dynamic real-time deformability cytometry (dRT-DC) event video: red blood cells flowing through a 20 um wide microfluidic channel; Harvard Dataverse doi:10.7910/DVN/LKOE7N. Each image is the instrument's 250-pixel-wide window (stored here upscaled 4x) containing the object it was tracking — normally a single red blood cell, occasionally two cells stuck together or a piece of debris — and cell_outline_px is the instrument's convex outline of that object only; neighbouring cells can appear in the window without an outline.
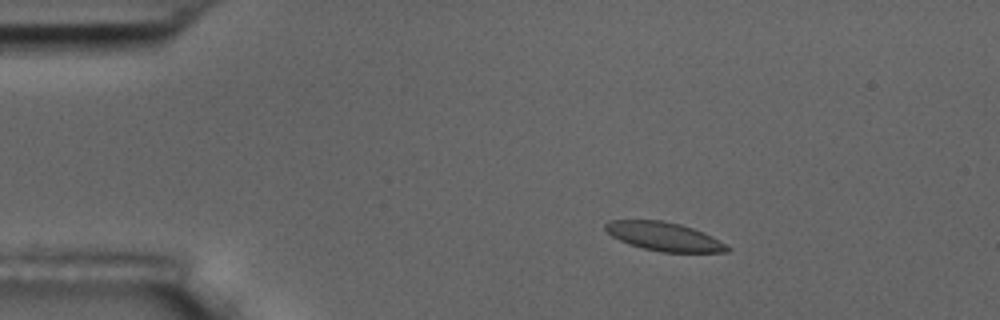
{"species": "common noctule bat (a hibernating species)", "species_latin": "Nyctalus noctula", "temperature_condition": "room temperature", "stored_images_in_passage": 3, "camera_frame_rate_fps": 3000, "um_per_image_px": 0.085, "animal": {"sex": "male", "body_mass_g": 17.5, "forearm_length_mm": 52.3}, "frame": {"image": 1, "passage_image": 1, "time_ms": 0.0, "image_size_px": [1000, 320], "cell_outline_px": [[732, 248], [728, 252], [660, 252], [628, 244], [612, 236], [604, 228], [604, 224], [608, 220], [664, 220], [680, 224], [704, 232], [712, 236]], "centroid_in_image_um": [56.45, 20.1], "position_along_channel_um": 28.6, "area_um2": 20.4}}